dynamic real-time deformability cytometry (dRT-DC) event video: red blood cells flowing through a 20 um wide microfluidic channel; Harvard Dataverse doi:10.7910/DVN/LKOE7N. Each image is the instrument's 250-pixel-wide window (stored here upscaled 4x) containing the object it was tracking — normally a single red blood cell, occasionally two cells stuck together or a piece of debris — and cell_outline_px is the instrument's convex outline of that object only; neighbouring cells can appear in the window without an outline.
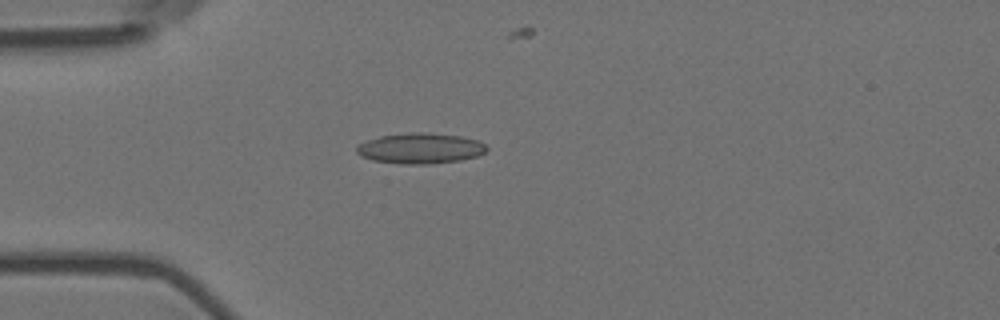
{"species": "Egyptian fruit bat (a non-hibernating species)", "species_latin": "Rousettus aegyptiacus", "temperature_condition": "room temperature", "stored_images_in_passage": 5, "camera_frame_rate_fps": 3000, "um_per_image_px": 0.085, "animal": {"sex": "female"}, "frame": {"image": 1, "passage_image": 5, "time_ms": 1.333, "image_size_px": [1000, 320], "cell_outline_px": [[488, 148], [484, 152], [476, 156], [460, 160], [428, 164], [400, 164], [372, 160], [360, 156], [356, 152], [356, 144], [380, 136], [412, 132], [420, 132], [460, 136], [476, 140], [484, 144]], "centroid_in_image_um": [35.67, 12.61], "position_along_channel_um": 49.3, "area_um2": 23.06}}